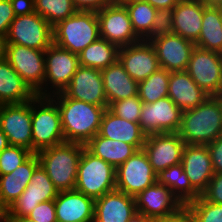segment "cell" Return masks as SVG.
I'll use <instances>...</instances> for the list:
<instances>
[{
  "label": "cell",
  "instance_id": "20",
  "mask_svg": "<svg viewBox=\"0 0 222 222\" xmlns=\"http://www.w3.org/2000/svg\"><path fill=\"white\" fill-rule=\"evenodd\" d=\"M162 69L169 72L186 71L195 43L175 33L162 35L150 41Z\"/></svg>",
  "mask_w": 222,
  "mask_h": 222
},
{
  "label": "cell",
  "instance_id": "24",
  "mask_svg": "<svg viewBox=\"0 0 222 222\" xmlns=\"http://www.w3.org/2000/svg\"><path fill=\"white\" fill-rule=\"evenodd\" d=\"M206 0H180L173 8V33L196 42L200 36Z\"/></svg>",
  "mask_w": 222,
  "mask_h": 222
},
{
  "label": "cell",
  "instance_id": "1",
  "mask_svg": "<svg viewBox=\"0 0 222 222\" xmlns=\"http://www.w3.org/2000/svg\"><path fill=\"white\" fill-rule=\"evenodd\" d=\"M50 98L59 108L65 142L86 145L98 134L105 107L68 98L63 92Z\"/></svg>",
  "mask_w": 222,
  "mask_h": 222
},
{
  "label": "cell",
  "instance_id": "4",
  "mask_svg": "<svg viewBox=\"0 0 222 222\" xmlns=\"http://www.w3.org/2000/svg\"><path fill=\"white\" fill-rule=\"evenodd\" d=\"M98 38L99 20L94 11H77L53 26V43L77 55Z\"/></svg>",
  "mask_w": 222,
  "mask_h": 222
},
{
  "label": "cell",
  "instance_id": "19",
  "mask_svg": "<svg viewBox=\"0 0 222 222\" xmlns=\"http://www.w3.org/2000/svg\"><path fill=\"white\" fill-rule=\"evenodd\" d=\"M118 60L124 70L138 83L161 68L154 46L144 40L120 47Z\"/></svg>",
  "mask_w": 222,
  "mask_h": 222
},
{
  "label": "cell",
  "instance_id": "21",
  "mask_svg": "<svg viewBox=\"0 0 222 222\" xmlns=\"http://www.w3.org/2000/svg\"><path fill=\"white\" fill-rule=\"evenodd\" d=\"M181 163L192 187L201 195L214 176L207 145H185Z\"/></svg>",
  "mask_w": 222,
  "mask_h": 222
},
{
  "label": "cell",
  "instance_id": "14",
  "mask_svg": "<svg viewBox=\"0 0 222 222\" xmlns=\"http://www.w3.org/2000/svg\"><path fill=\"white\" fill-rule=\"evenodd\" d=\"M0 129L7 136L9 145L20 146L32 152L31 101L1 104Z\"/></svg>",
  "mask_w": 222,
  "mask_h": 222
},
{
  "label": "cell",
  "instance_id": "41",
  "mask_svg": "<svg viewBox=\"0 0 222 222\" xmlns=\"http://www.w3.org/2000/svg\"><path fill=\"white\" fill-rule=\"evenodd\" d=\"M28 217L35 222H57L54 200L39 203Z\"/></svg>",
  "mask_w": 222,
  "mask_h": 222
},
{
  "label": "cell",
  "instance_id": "32",
  "mask_svg": "<svg viewBox=\"0 0 222 222\" xmlns=\"http://www.w3.org/2000/svg\"><path fill=\"white\" fill-rule=\"evenodd\" d=\"M157 182L169 188L184 206L201 196L192 187L182 163L162 170L157 174Z\"/></svg>",
  "mask_w": 222,
  "mask_h": 222
},
{
  "label": "cell",
  "instance_id": "55",
  "mask_svg": "<svg viewBox=\"0 0 222 222\" xmlns=\"http://www.w3.org/2000/svg\"><path fill=\"white\" fill-rule=\"evenodd\" d=\"M0 211H9V208L2 201L1 194H0Z\"/></svg>",
  "mask_w": 222,
  "mask_h": 222
},
{
  "label": "cell",
  "instance_id": "25",
  "mask_svg": "<svg viewBox=\"0 0 222 222\" xmlns=\"http://www.w3.org/2000/svg\"><path fill=\"white\" fill-rule=\"evenodd\" d=\"M98 134L113 141H121L141 150L147 135L139 123L129 122L116 116L108 108L103 113Z\"/></svg>",
  "mask_w": 222,
  "mask_h": 222
},
{
  "label": "cell",
  "instance_id": "17",
  "mask_svg": "<svg viewBox=\"0 0 222 222\" xmlns=\"http://www.w3.org/2000/svg\"><path fill=\"white\" fill-rule=\"evenodd\" d=\"M63 93L68 98L108 108L101 70L99 69L79 65Z\"/></svg>",
  "mask_w": 222,
  "mask_h": 222
},
{
  "label": "cell",
  "instance_id": "40",
  "mask_svg": "<svg viewBox=\"0 0 222 222\" xmlns=\"http://www.w3.org/2000/svg\"><path fill=\"white\" fill-rule=\"evenodd\" d=\"M173 33V9H157L153 19L151 33L144 39L150 42L156 37Z\"/></svg>",
  "mask_w": 222,
  "mask_h": 222
},
{
  "label": "cell",
  "instance_id": "12",
  "mask_svg": "<svg viewBox=\"0 0 222 222\" xmlns=\"http://www.w3.org/2000/svg\"><path fill=\"white\" fill-rule=\"evenodd\" d=\"M156 182L157 174L143 149L138 150L116 169V190L133 197Z\"/></svg>",
  "mask_w": 222,
  "mask_h": 222
},
{
  "label": "cell",
  "instance_id": "35",
  "mask_svg": "<svg viewBox=\"0 0 222 222\" xmlns=\"http://www.w3.org/2000/svg\"><path fill=\"white\" fill-rule=\"evenodd\" d=\"M170 72L160 68L148 78L138 83V96L143 103H153L168 97Z\"/></svg>",
  "mask_w": 222,
  "mask_h": 222
},
{
  "label": "cell",
  "instance_id": "13",
  "mask_svg": "<svg viewBox=\"0 0 222 222\" xmlns=\"http://www.w3.org/2000/svg\"><path fill=\"white\" fill-rule=\"evenodd\" d=\"M182 112L169 97H164L153 103H143L139 124L147 136L159 133H178Z\"/></svg>",
  "mask_w": 222,
  "mask_h": 222
},
{
  "label": "cell",
  "instance_id": "15",
  "mask_svg": "<svg viewBox=\"0 0 222 222\" xmlns=\"http://www.w3.org/2000/svg\"><path fill=\"white\" fill-rule=\"evenodd\" d=\"M185 145L178 133H159L148 135L142 149L153 171L159 174L162 170L181 163Z\"/></svg>",
  "mask_w": 222,
  "mask_h": 222
},
{
  "label": "cell",
  "instance_id": "53",
  "mask_svg": "<svg viewBox=\"0 0 222 222\" xmlns=\"http://www.w3.org/2000/svg\"><path fill=\"white\" fill-rule=\"evenodd\" d=\"M0 222H10L9 211H0Z\"/></svg>",
  "mask_w": 222,
  "mask_h": 222
},
{
  "label": "cell",
  "instance_id": "43",
  "mask_svg": "<svg viewBox=\"0 0 222 222\" xmlns=\"http://www.w3.org/2000/svg\"><path fill=\"white\" fill-rule=\"evenodd\" d=\"M15 18L10 0H0V35L6 37L10 24Z\"/></svg>",
  "mask_w": 222,
  "mask_h": 222
},
{
  "label": "cell",
  "instance_id": "45",
  "mask_svg": "<svg viewBox=\"0 0 222 222\" xmlns=\"http://www.w3.org/2000/svg\"><path fill=\"white\" fill-rule=\"evenodd\" d=\"M78 11L98 12L112 4L114 0H72Z\"/></svg>",
  "mask_w": 222,
  "mask_h": 222
},
{
  "label": "cell",
  "instance_id": "39",
  "mask_svg": "<svg viewBox=\"0 0 222 222\" xmlns=\"http://www.w3.org/2000/svg\"><path fill=\"white\" fill-rule=\"evenodd\" d=\"M143 102L138 95L113 102L108 109L129 122L139 123Z\"/></svg>",
  "mask_w": 222,
  "mask_h": 222
},
{
  "label": "cell",
  "instance_id": "52",
  "mask_svg": "<svg viewBox=\"0 0 222 222\" xmlns=\"http://www.w3.org/2000/svg\"><path fill=\"white\" fill-rule=\"evenodd\" d=\"M10 222H35V221L30 219L28 216L25 217L10 216Z\"/></svg>",
  "mask_w": 222,
  "mask_h": 222
},
{
  "label": "cell",
  "instance_id": "30",
  "mask_svg": "<svg viewBox=\"0 0 222 222\" xmlns=\"http://www.w3.org/2000/svg\"><path fill=\"white\" fill-rule=\"evenodd\" d=\"M85 148L94 156L117 169L138 150L131 144L113 141L97 134L86 145Z\"/></svg>",
  "mask_w": 222,
  "mask_h": 222
},
{
  "label": "cell",
  "instance_id": "29",
  "mask_svg": "<svg viewBox=\"0 0 222 222\" xmlns=\"http://www.w3.org/2000/svg\"><path fill=\"white\" fill-rule=\"evenodd\" d=\"M35 96L9 62L0 60V105L27 103Z\"/></svg>",
  "mask_w": 222,
  "mask_h": 222
},
{
  "label": "cell",
  "instance_id": "47",
  "mask_svg": "<svg viewBox=\"0 0 222 222\" xmlns=\"http://www.w3.org/2000/svg\"><path fill=\"white\" fill-rule=\"evenodd\" d=\"M154 222H194L191 212L183 207L178 213L163 218L154 219Z\"/></svg>",
  "mask_w": 222,
  "mask_h": 222
},
{
  "label": "cell",
  "instance_id": "44",
  "mask_svg": "<svg viewBox=\"0 0 222 222\" xmlns=\"http://www.w3.org/2000/svg\"><path fill=\"white\" fill-rule=\"evenodd\" d=\"M214 174H222V135L207 145Z\"/></svg>",
  "mask_w": 222,
  "mask_h": 222
},
{
  "label": "cell",
  "instance_id": "28",
  "mask_svg": "<svg viewBox=\"0 0 222 222\" xmlns=\"http://www.w3.org/2000/svg\"><path fill=\"white\" fill-rule=\"evenodd\" d=\"M40 165L33 153L15 171L0 176V194L3 203L10 208L29 184L34 170Z\"/></svg>",
  "mask_w": 222,
  "mask_h": 222
},
{
  "label": "cell",
  "instance_id": "2",
  "mask_svg": "<svg viewBox=\"0 0 222 222\" xmlns=\"http://www.w3.org/2000/svg\"><path fill=\"white\" fill-rule=\"evenodd\" d=\"M178 134L186 145H208L222 135V96L183 111Z\"/></svg>",
  "mask_w": 222,
  "mask_h": 222
},
{
  "label": "cell",
  "instance_id": "8",
  "mask_svg": "<svg viewBox=\"0 0 222 222\" xmlns=\"http://www.w3.org/2000/svg\"><path fill=\"white\" fill-rule=\"evenodd\" d=\"M79 67L78 55L52 43L45 50L44 97L63 92Z\"/></svg>",
  "mask_w": 222,
  "mask_h": 222
},
{
  "label": "cell",
  "instance_id": "36",
  "mask_svg": "<svg viewBox=\"0 0 222 222\" xmlns=\"http://www.w3.org/2000/svg\"><path fill=\"white\" fill-rule=\"evenodd\" d=\"M34 4L35 12L52 27L78 11L72 0H34Z\"/></svg>",
  "mask_w": 222,
  "mask_h": 222
},
{
  "label": "cell",
  "instance_id": "37",
  "mask_svg": "<svg viewBox=\"0 0 222 222\" xmlns=\"http://www.w3.org/2000/svg\"><path fill=\"white\" fill-rule=\"evenodd\" d=\"M194 222H222V204L211 203L199 196L186 205Z\"/></svg>",
  "mask_w": 222,
  "mask_h": 222
},
{
  "label": "cell",
  "instance_id": "11",
  "mask_svg": "<svg viewBox=\"0 0 222 222\" xmlns=\"http://www.w3.org/2000/svg\"><path fill=\"white\" fill-rule=\"evenodd\" d=\"M96 14L101 38L119 48L142 41L133 29L128 10L120 1H114Z\"/></svg>",
  "mask_w": 222,
  "mask_h": 222
},
{
  "label": "cell",
  "instance_id": "3",
  "mask_svg": "<svg viewBox=\"0 0 222 222\" xmlns=\"http://www.w3.org/2000/svg\"><path fill=\"white\" fill-rule=\"evenodd\" d=\"M84 148L83 144L64 142L36 153L40 166L59 192L75 189L78 165Z\"/></svg>",
  "mask_w": 222,
  "mask_h": 222
},
{
  "label": "cell",
  "instance_id": "50",
  "mask_svg": "<svg viewBox=\"0 0 222 222\" xmlns=\"http://www.w3.org/2000/svg\"><path fill=\"white\" fill-rule=\"evenodd\" d=\"M8 146H9V142H8L7 136L0 129V152H2Z\"/></svg>",
  "mask_w": 222,
  "mask_h": 222
},
{
  "label": "cell",
  "instance_id": "49",
  "mask_svg": "<svg viewBox=\"0 0 222 222\" xmlns=\"http://www.w3.org/2000/svg\"><path fill=\"white\" fill-rule=\"evenodd\" d=\"M129 222H154V219L137 212Z\"/></svg>",
  "mask_w": 222,
  "mask_h": 222
},
{
  "label": "cell",
  "instance_id": "42",
  "mask_svg": "<svg viewBox=\"0 0 222 222\" xmlns=\"http://www.w3.org/2000/svg\"><path fill=\"white\" fill-rule=\"evenodd\" d=\"M201 197L208 202L222 204V174H214Z\"/></svg>",
  "mask_w": 222,
  "mask_h": 222
},
{
  "label": "cell",
  "instance_id": "38",
  "mask_svg": "<svg viewBox=\"0 0 222 222\" xmlns=\"http://www.w3.org/2000/svg\"><path fill=\"white\" fill-rule=\"evenodd\" d=\"M32 154L26 148L9 145L0 152V176L15 171Z\"/></svg>",
  "mask_w": 222,
  "mask_h": 222
},
{
  "label": "cell",
  "instance_id": "23",
  "mask_svg": "<svg viewBox=\"0 0 222 222\" xmlns=\"http://www.w3.org/2000/svg\"><path fill=\"white\" fill-rule=\"evenodd\" d=\"M136 213L134 197L118 190L95 200L94 222H129Z\"/></svg>",
  "mask_w": 222,
  "mask_h": 222
},
{
  "label": "cell",
  "instance_id": "33",
  "mask_svg": "<svg viewBox=\"0 0 222 222\" xmlns=\"http://www.w3.org/2000/svg\"><path fill=\"white\" fill-rule=\"evenodd\" d=\"M119 47L104 38H98L78 54L79 65L105 69L118 60Z\"/></svg>",
  "mask_w": 222,
  "mask_h": 222
},
{
  "label": "cell",
  "instance_id": "34",
  "mask_svg": "<svg viewBox=\"0 0 222 222\" xmlns=\"http://www.w3.org/2000/svg\"><path fill=\"white\" fill-rule=\"evenodd\" d=\"M128 10L135 33L144 40L150 33L157 9L143 0H120Z\"/></svg>",
  "mask_w": 222,
  "mask_h": 222
},
{
  "label": "cell",
  "instance_id": "10",
  "mask_svg": "<svg viewBox=\"0 0 222 222\" xmlns=\"http://www.w3.org/2000/svg\"><path fill=\"white\" fill-rule=\"evenodd\" d=\"M186 72L209 96H222V53L195 46Z\"/></svg>",
  "mask_w": 222,
  "mask_h": 222
},
{
  "label": "cell",
  "instance_id": "31",
  "mask_svg": "<svg viewBox=\"0 0 222 222\" xmlns=\"http://www.w3.org/2000/svg\"><path fill=\"white\" fill-rule=\"evenodd\" d=\"M195 46L222 53V8L207 4L204 7L200 36Z\"/></svg>",
  "mask_w": 222,
  "mask_h": 222
},
{
  "label": "cell",
  "instance_id": "5",
  "mask_svg": "<svg viewBox=\"0 0 222 222\" xmlns=\"http://www.w3.org/2000/svg\"><path fill=\"white\" fill-rule=\"evenodd\" d=\"M32 153L65 142L57 104L50 97L31 100Z\"/></svg>",
  "mask_w": 222,
  "mask_h": 222
},
{
  "label": "cell",
  "instance_id": "9",
  "mask_svg": "<svg viewBox=\"0 0 222 222\" xmlns=\"http://www.w3.org/2000/svg\"><path fill=\"white\" fill-rule=\"evenodd\" d=\"M6 44L46 50L53 43V27L38 13L15 16L5 37Z\"/></svg>",
  "mask_w": 222,
  "mask_h": 222
},
{
  "label": "cell",
  "instance_id": "16",
  "mask_svg": "<svg viewBox=\"0 0 222 222\" xmlns=\"http://www.w3.org/2000/svg\"><path fill=\"white\" fill-rule=\"evenodd\" d=\"M134 199L137 212L153 219L172 216L185 207L169 188L158 182Z\"/></svg>",
  "mask_w": 222,
  "mask_h": 222
},
{
  "label": "cell",
  "instance_id": "54",
  "mask_svg": "<svg viewBox=\"0 0 222 222\" xmlns=\"http://www.w3.org/2000/svg\"><path fill=\"white\" fill-rule=\"evenodd\" d=\"M209 4L222 8V0H206Z\"/></svg>",
  "mask_w": 222,
  "mask_h": 222
},
{
  "label": "cell",
  "instance_id": "6",
  "mask_svg": "<svg viewBox=\"0 0 222 222\" xmlns=\"http://www.w3.org/2000/svg\"><path fill=\"white\" fill-rule=\"evenodd\" d=\"M75 190L94 200L116 190V169L101 158L83 149Z\"/></svg>",
  "mask_w": 222,
  "mask_h": 222
},
{
  "label": "cell",
  "instance_id": "22",
  "mask_svg": "<svg viewBox=\"0 0 222 222\" xmlns=\"http://www.w3.org/2000/svg\"><path fill=\"white\" fill-rule=\"evenodd\" d=\"M54 203L57 222H94L95 200L82 192L60 191Z\"/></svg>",
  "mask_w": 222,
  "mask_h": 222
},
{
  "label": "cell",
  "instance_id": "18",
  "mask_svg": "<svg viewBox=\"0 0 222 222\" xmlns=\"http://www.w3.org/2000/svg\"><path fill=\"white\" fill-rule=\"evenodd\" d=\"M58 192L46 171L39 165L25 190L9 208L10 216H28L39 203L54 200Z\"/></svg>",
  "mask_w": 222,
  "mask_h": 222
},
{
  "label": "cell",
  "instance_id": "7",
  "mask_svg": "<svg viewBox=\"0 0 222 222\" xmlns=\"http://www.w3.org/2000/svg\"><path fill=\"white\" fill-rule=\"evenodd\" d=\"M5 59L37 96L44 97V50L6 44Z\"/></svg>",
  "mask_w": 222,
  "mask_h": 222
},
{
  "label": "cell",
  "instance_id": "51",
  "mask_svg": "<svg viewBox=\"0 0 222 222\" xmlns=\"http://www.w3.org/2000/svg\"><path fill=\"white\" fill-rule=\"evenodd\" d=\"M6 39L0 35V60L5 59Z\"/></svg>",
  "mask_w": 222,
  "mask_h": 222
},
{
  "label": "cell",
  "instance_id": "26",
  "mask_svg": "<svg viewBox=\"0 0 222 222\" xmlns=\"http://www.w3.org/2000/svg\"><path fill=\"white\" fill-rule=\"evenodd\" d=\"M168 97L182 111L196 108L210 96L204 92L186 71L170 72Z\"/></svg>",
  "mask_w": 222,
  "mask_h": 222
},
{
  "label": "cell",
  "instance_id": "48",
  "mask_svg": "<svg viewBox=\"0 0 222 222\" xmlns=\"http://www.w3.org/2000/svg\"><path fill=\"white\" fill-rule=\"evenodd\" d=\"M145 2H148L156 9H173L180 0H143Z\"/></svg>",
  "mask_w": 222,
  "mask_h": 222
},
{
  "label": "cell",
  "instance_id": "46",
  "mask_svg": "<svg viewBox=\"0 0 222 222\" xmlns=\"http://www.w3.org/2000/svg\"><path fill=\"white\" fill-rule=\"evenodd\" d=\"M15 16L29 15L35 12L34 0H10Z\"/></svg>",
  "mask_w": 222,
  "mask_h": 222
},
{
  "label": "cell",
  "instance_id": "27",
  "mask_svg": "<svg viewBox=\"0 0 222 222\" xmlns=\"http://www.w3.org/2000/svg\"><path fill=\"white\" fill-rule=\"evenodd\" d=\"M102 80L108 107L115 101L138 95V82H136L117 60L101 70Z\"/></svg>",
  "mask_w": 222,
  "mask_h": 222
}]
</instances>
